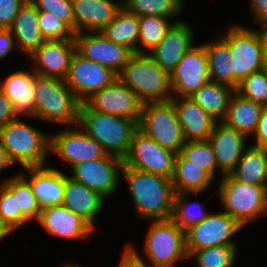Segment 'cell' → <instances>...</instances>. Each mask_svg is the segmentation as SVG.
I'll return each instance as SVG.
<instances>
[{
    "instance_id": "cell-1",
    "label": "cell",
    "mask_w": 267,
    "mask_h": 267,
    "mask_svg": "<svg viewBox=\"0 0 267 267\" xmlns=\"http://www.w3.org/2000/svg\"><path fill=\"white\" fill-rule=\"evenodd\" d=\"M122 175L137 210V218L170 219L173 215L175 190L171 179L123 165Z\"/></svg>"
},
{
    "instance_id": "cell-2",
    "label": "cell",
    "mask_w": 267,
    "mask_h": 267,
    "mask_svg": "<svg viewBox=\"0 0 267 267\" xmlns=\"http://www.w3.org/2000/svg\"><path fill=\"white\" fill-rule=\"evenodd\" d=\"M95 139L107 154L124 159L131 147L138 123L130 118L91 110L84 102L79 110L78 125Z\"/></svg>"
},
{
    "instance_id": "cell-3",
    "label": "cell",
    "mask_w": 267,
    "mask_h": 267,
    "mask_svg": "<svg viewBox=\"0 0 267 267\" xmlns=\"http://www.w3.org/2000/svg\"><path fill=\"white\" fill-rule=\"evenodd\" d=\"M142 103L167 102L173 98L170 75L148 53H134L118 74Z\"/></svg>"
},
{
    "instance_id": "cell-4",
    "label": "cell",
    "mask_w": 267,
    "mask_h": 267,
    "mask_svg": "<svg viewBox=\"0 0 267 267\" xmlns=\"http://www.w3.org/2000/svg\"><path fill=\"white\" fill-rule=\"evenodd\" d=\"M18 116L0 129V144L13 164L23 168L44 166L50 153V136Z\"/></svg>"
},
{
    "instance_id": "cell-5",
    "label": "cell",
    "mask_w": 267,
    "mask_h": 267,
    "mask_svg": "<svg viewBox=\"0 0 267 267\" xmlns=\"http://www.w3.org/2000/svg\"><path fill=\"white\" fill-rule=\"evenodd\" d=\"M36 118L77 126L81 101L70 90L65 79L43 77L35 73Z\"/></svg>"
},
{
    "instance_id": "cell-6",
    "label": "cell",
    "mask_w": 267,
    "mask_h": 267,
    "mask_svg": "<svg viewBox=\"0 0 267 267\" xmlns=\"http://www.w3.org/2000/svg\"><path fill=\"white\" fill-rule=\"evenodd\" d=\"M220 179L217 192L223 210L241 226L267 214V186L241 183L230 174Z\"/></svg>"
},
{
    "instance_id": "cell-7",
    "label": "cell",
    "mask_w": 267,
    "mask_h": 267,
    "mask_svg": "<svg viewBox=\"0 0 267 267\" xmlns=\"http://www.w3.org/2000/svg\"><path fill=\"white\" fill-rule=\"evenodd\" d=\"M150 224L144 241L147 266H175L188 260L185 231L172 218L152 220Z\"/></svg>"
},
{
    "instance_id": "cell-8",
    "label": "cell",
    "mask_w": 267,
    "mask_h": 267,
    "mask_svg": "<svg viewBox=\"0 0 267 267\" xmlns=\"http://www.w3.org/2000/svg\"><path fill=\"white\" fill-rule=\"evenodd\" d=\"M251 27L231 26L220 36L230 47L231 87L239 84L254 72L264 69L258 33Z\"/></svg>"
},
{
    "instance_id": "cell-9",
    "label": "cell",
    "mask_w": 267,
    "mask_h": 267,
    "mask_svg": "<svg viewBox=\"0 0 267 267\" xmlns=\"http://www.w3.org/2000/svg\"><path fill=\"white\" fill-rule=\"evenodd\" d=\"M138 129L160 146L180 153L186 143L171 101L144 103Z\"/></svg>"
},
{
    "instance_id": "cell-10",
    "label": "cell",
    "mask_w": 267,
    "mask_h": 267,
    "mask_svg": "<svg viewBox=\"0 0 267 267\" xmlns=\"http://www.w3.org/2000/svg\"><path fill=\"white\" fill-rule=\"evenodd\" d=\"M241 226L226 212H210L208 216L185 231L186 251L192 252L215 246H237L232 238Z\"/></svg>"
},
{
    "instance_id": "cell-11",
    "label": "cell",
    "mask_w": 267,
    "mask_h": 267,
    "mask_svg": "<svg viewBox=\"0 0 267 267\" xmlns=\"http://www.w3.org/2000/svg\"><path fill=\"white\" fill-rule=\"evenodd\" d=\"M176 155L177 153L160 146L138 129L123 161L125 166L172 179Z\"/></svg>"
},
{
    "instance_id": "cell-12",
    "label": "cell",
    "mask_w": 267,
    "mask_h": 267,
    "mask_svg": "<svg viewBox=\"0 0 267 267\" xmlns=\"http://www.w3.org/2000/svg\"><path fill=\"white\" fill-rule=\"evenodd\" d=\"M123 165V159L106 154L102 158L76 163L70 168V177L106 199L116 192Z\"/></svg>"
},
{
    "instance_id": "cell-13",
    "label": "cell",
    "mask_w": 267,
    "mask_h": 267,
    "mask_svg": "<svg viewBox=\"0 0 267 267\" xmlns=\"http://www.w3.org/2000/svg\"><path fill=\"white\" fill-rule=\"evenodd\" d=\"M117 78L118 74L112 69L86 59L76 51L71 59L65 81L83 103L94 92L112 84Z\"/></svg>"
},
{
    "instance_id": "cell-14",
    "label": "cell",
    "mask_w": 267,
    "mask_h": 267,
    "mask_svg": "<svg viewBox=\"0 0 267 267\" xmlns=\"http://www.w3.org/2000/svg\"><path fill=\"white\" fill-rule=\"evenodd\" d=\"M211 81L205 46H193L170 74L173 97H190L204 84Z\"/></svg>"
},
{
    "instance_id": "cell-15",
    "label": "cell",
    "mask_w": 267,
    "mask_h": 267,
    "mask_svg": "<svg viewBox=\"0 0 267 267\" xmlns=\"http://www.w3.org/2000/svg\"><path fill=\"white\" fill-rule=\"evenodd\" d=\"M84 103L94 111L135 120L141 118L142 101L120 79L100 91L94 92Z\"/></svg>"
},
{
    "instance_id": "cell-16",
    "label": "cell",
    "mask_w": 267,
    "mask_h": 267,
    "mask_svg": "<svg viewBox=\"0 0 267 267\" xmlns=\"http://www.w3.org/2000/svg\"><path fill=\"white\" fill-rule=\"evenodd\" d=\"M76 51L119 74L134 54L128 47L110 41L101 31L75 33Z\"/></svg>"
},
{
    "instance_id": "cell-17",
    "label": "cell",
    "mask_w": 267,
    "mask_h": 267,
    "mask_svg": "<svg viewBox=\"0 0 267 267\" xmlns=\"http://www.w3.org/2000/svg\"><path fill=\"white\" fill-rule=\"evenodd\" d=\"M66 129L50 135V152L61 158L71 168L76 163L104 157L101 145L81 129ZM80 130V131H79Z\"/></svg>"
},
{
    "instance_id": "cell-18",
    "label": "cell",
    "mask_w": 267,
    "mask_h": 267,
    "mask_svg": "<svg viewBox=\"0 0 267 267\" xmlns=\"http://www.w3.org/2000/svg\"><path fill=\"white\" fill-rule=\"evenodd\" d=\"M75 52V38L44 41L29 56L35 63L31 70L39 76L65 79Z\"/></svg>"
},
{
    "instance_id": "cell-19",
    "label": "cell",
    "mask_w": 267,
    "mask_h": 267,
    "mask_svg": "<svg viewBox=\"0 0 267 267\" xmlns=\"http://www.w3.org/2000/svg\"><path fill=\"white\" fill-rule=\"evenodd\" d=\"M193 31L189 23L176 19L166 36L148 52V55L170 75L184 55L194 46Z\"/></svg>"
},
{
    "instance_id": "cell-20",
    "label": "cell",
    "mask_w": 267,
    "mask_h": 267,
    "mask_svg": "<svg viewBox=\"0 0 267 267\" xmlns=\"http://www.w3.org/2000/svg\"><path fill=\"white\" fill-rule=\"evenodd\" d=\"M37 222L48 234L62 239H84L95 230L86 220L63 204L42 208Z\"/></svg>"
},
{
    "instance_id": "cell-21",
    "label": "cell",
    "mask_w": 267,
    "mask_h": 267,
    "mask_svg": "<svg viewBox=\"0 0 267 267\" xmlns=\"http://www.w3.org/2000/svg\"><path fill=\"white\" fill-rule=\"evenodd\" d=\"M247 138L245 134L226 126L223 122L215 124L208 141L215 154L217 169L222 173L221 177L235 169L247 148Z\"/></svg>"
},
{
    "instance_id": "cell-22",
    "label": "cell",
    "mask_w": 267,
    "mask_h": 267,
    "mask_svg": "<svg viewBox=\"0 0 267 267\" xmlns=\"http://www.w3.org/2000/svg\"><path fill=\"white\" fill-rule=\"evenodd\" d=\"M122 7L113 0H72L75 33L102 31Z\"/></svg>"
},
{
    "instance_id": "cell-23",
    "label": "cell",
    "mask_w": 267,
    "mask_h": 267,
    "mask_svg": "<svg viewBox=\"0 0 267 267\" xmlns=\"http://www.w3.org/2000/svg\"><path fill=\"white\" fill-rule=\"evenodd\" d=\"M170 101L175 107L186 142L208 140L217 121L190 97H173Z\"/></svg>"
},
{
    "instance_id": "cell-24",
    "label": "cell",
    "mask_w": 267,
    "mask_h": 267,
    "mask_svg": "<svg viewBox=\"0 0 267 267\" xmlns=\"http://www.w3.org/2000/svg\"><path fill=\"white\" fill-rule=\"evenodd\" d=\"M0 90L11 101L19 117H36L35 72L33 70H17L9 74L0 81Z\"/></svg>"
},
{
    "instance_id": "cell-25",
    "label": "cell",
    "mask_w": 267,
    "mask_h": 267,
    "mask_svg": "<svg viewBox=\"0 0 267 267\" xmlns=\"http://www.w3.org/2000/svg\"><path fill=\"white\" fill-rule=\"evenodd\" d=\"M41 208L52 205H62L66 174L54 167L36 166L24 168Z\"/></svg>"
},
{
    "instance_id": "cell-26",
    "label": "cell",
    "mask_w": 267,
    "mask_h": 267,
    "mask_svg": "<svg viewBox=\"0 0 267 267\" xmlns=\"http://www.w3.org/2000/svg\"><path fill=\"white\" fill-rule=\"evenodd\" d=\"M105 198L66 174L62 204L81 216L94 229L95 218L102 212Z\"/></svg>"
},
{
    "instance_id": "cell-27",
    "label": "cell",
    "mask_w": 267,
    "mask_h": 267,
    "mask_svg": "<svg viewBox=\"0 0 267 267\" xmlns=\"http://www.w3.org/2000/svg\"><path fill=\"white\" fill-rule=\"evenodd\" d=\"M16 50L30 56L44 41L38 26V10L27 0L21 7L11 26Z\"/></svg>"
},
{
    "instance_id": "cell-28",
    "label": "cell",
    "mask_w": 267,
    "mask_h": 267,
    "mask_svg": "<svg viewBox=\"0 0 267 267\" xmlns=\"http://www.w3.org/2000/svg\"><path fill=\"white\" fill-rule=\"evenodd\" d=\"M235 92L236 89L230 85L209 81L190 98L214 120L222 122Z\"/></svg>"
},
{
    "instance_id": "cell-29",
    "label": "cell",
    "mask_w": 267,
    "mask_h": 267,
    "mask_svg": "<svg viewBox=\"0 0 267 267\" xmlns=\"http://www.w3.org/2000/svg\"><path fill=\"white\" fill-rule=\"evenodd\" d=\"M263 108L236 91L222 122L250 137L256 130Z\"/></svg>"
},
{
    "instance_id": "cell-30",
    "label": "cell",
    "mask_w": 267,
    "mask_h": 267,
    "mask_svg": "<svg viewBox=\"0 0 267 267\" xmlns=\"http://www.w3.org/2000/svg\"><path fill=\"white\" fill-rule=\"evenodd\" d=\"M172 183L175 193H203L215 180L206 170L191 164L181 153L175 158Z\"/></svg>"
},
{
    "instance_id": "cell-31",
    "label": "cell",
    "mask_w": 267,
    "mask_h": 267,
    "mask_svg": "<svg viewBox=\"0 0 267 267\" xmlns=\"http://www.w3.org/2000/svg\"><path fill=\"white\" fill-rule=\"evenodd\" d=\"M230 175L241 183L267 186L266 148L247 147Z\"/></svg>"
},
{
    "instance_id": "cell-32",
    "label": "cell",
    "mask_w": 267,
    "mask_h": 267,
    "mask_svg": "<svg viewBox=\"0 0 267 267\" xmlns=\"http://www.w3.org/2000/svg\"><path fill=\"white\" fill-rule=\"evenodd\" d=\"M110 41L128 47L137 53L139 47V17L127 12L123 7L115 18L101 31Z\"/></svg>"
},
{
    "instance_id": "cell-33",
    "label": "cell",
    "mask_w": 267,
    "mask_h": 267,
    "mask_svg": "<svg viewBox=\"0 0 267 267\" xmlns=\"http://www.w3.org/2000/svg\"><path fill=\"white\" fill-rule=\"evenodd\" d=\"M206 49L211 81L231 86V58L229 45L218 37L215 41L203 44Z\"/></svg>"
},
{
    "instance_id": "cell-34",
    "label": "cell",
    "mask_w": 267,
    "mask_h": 267,
    "mask_svg": "<svg viewBox=\"0 0 267 267\" xmlns=\"http://www.w3.org/2000/svg\"><path fill=\"white\" fill-rule=\"evenodd\" d=\"M3 183L15 196L17 207L21 213L31 222V220H39L42 208L38 204L36 196L27 175L22 172L13 175V177L4 179Z\"/></svg>"
},
{
    "instance_id": "cell-35",
    "label": "cell",
    "mask_w": 267,
    "mask_h": 267,
    "mask_svg": "<svg viewBox=\"0 0 267 267\" xmlns=\"http://www.w3.org/2000/svg\"><path fill=\"white\" fill-rule=\"evenodd\" d=\"M185 0H123V8L132 14L141 16H159L174 18L184 9Z\"/></svg>"
},
{
    "instance_id": "cell-36",
    "label": "cell",
    "mask_w": 267,
    "mask_h": 267,
    "mask_svg": "<svg viewBox=\"0 0 267 267\" xmlns=\"http://www.w3.org/2000/svg\"><path fill=\"white\" fill-rule=\"evenodd\" d=\"M170 20L171 18L154 15L139 17L140 36L138 44L142 47H137V53H148L156 47L174 23Z\"/></svg>"
},
{
    "instance_id": "cell-37",
    "label": "cell",
    "mask_w": 267,
    "mask_h": 267,
    "mask_svg": "<svg viewBox=\"0 0 267 267\" xmlns=\"http://www.w3.org/2000/svg\"><path fill=\"white\" fill-rule=\"evenodd\" d=\"M190 195L194 193H176L174 199L172 219L184 231L204 220L209 214L199 202H190Z\"/></svg>"
},
{
    "instance_id": "cell-38",
    "label": "cell",
    "mask_w": 267,
    "mask_h": 267,
    "mask_svg": "<svg viewBox=\"0 0 267 267\" xmlns=\"http://www.w3.org/2000/svg\"><path fill=\"white\" fill-rule=\"evenodd\" d=\"M237 246H215L192 252L197 267H233L236 263Z\"/></svg>"
},
{
    "instance_id": "cell-39",
    "label": "cell",
    "mask_w": 267,
    "mask_h": 267,
    "mask_svg": "<svg viewBox=\"0 0 267 267\" xmlns=\"http://www.w3.org/2000/svg\"><path fill=\"white\" fill-rule=\"evenodd\" d=\"M191 164L199 166L206 170L214 179H216L217 164L212 146L206 141L186 142L180 152Z\"/></svg>"
},
{
    "instance_id": "cell-40",
    "label": "cell",
    "mask_w": 267,
    "mask_h": 267,
    "mask_svg": "<svg viewBox=\"0 0 267 267\" xmlns=\"http://www.w3.org/2000/svg\"><path fill=\"white\" fill-rule=\"evenodd\" d=\"M0 219L12 233L20 226L30 222L17 207L13 193L3 183H0Z\"/></svg>"
},
{
    "instance_id": "cell-41",
    "label": "cell",
    "mask_w": 267,
    "mask_h": 267,
    "mask_svg": "<svg viewBox=\"0 0 267 267\" xmlns=\"http://www.w3.org/2000/svg\"><path fill=\"white\" fill-rule=\"evenodd\" d=\"M236 91L253 102L267 106V69L252 73L245 78Z\"/></svg>"
},
{
    "instance_id": "cell-42",
    "label": "cell",
    "mask_w": 267,
    "mask_h": 267,
    "mask_svg": "<svg viewBox=\"0 0 267 267\" xmlns=\"http://www.w3.org/2000/svg\"><path fill=\"white\" fill-rule=\"evenodd\" d=\"M38 26L45 41L64 40L75 36V32L64 21L48 12L38 11Z\"/></svg>"
},
{
    "instance_id": "cell-43",
    "label": "cell",
    "mask_w": 267,
    "mask_h": 267,
    "mask_svg": "<svg viewBox=\"0 0 267 267\" xmlns=\"http://www.w3.org/2000/svg\"><path fill=\"white\" fill-rule=\"evenodd\" d=\"M38 11L48 12L64 21L75 32L72 0H30Z\"/></svg>"
},
{
    "instance_id": "cell-44",
    "label": "cell",
    "mask_w": 267,
    "mask_h": 267,
    "mask_svg": "<svg viewBox=\"0 0 267 267\" xmlns=\"http://www.w3.org/2000/svg\"><path fill=\"white\" fill-rule=\"evenodd\" d=\"M27 0H0V28H11L21 7Z\"/></svg>"
},
{
    "instance_id": "cell-45",
    "label": "cell",
    "mask_w": 267,
    "mask_h": 267,
    "mask_svg": "<svg viewBox=\"0 0 267 267\" xmlns=\"http://www.w3.org/2000/svg\"><path fill=\"white\" fill-rule=\"evenodd\" d=\"M124 248L118 267H147L135 246L127 244Z\"/></svg>"
},
{
    "instance_id": "cell-46",
    "label": "cell",
    "mask_w": 267,
    "mask_h": 267,
    "mask_svg": "<svg viewBox=\"0 0 267 267\" xmlns=\"http://www.w3.org/2000/svg\"><path fill=\"white\" fill-rule=\"evenodd\" d=\"M255 141L253 146L267 148V106L263 108L261 117L253 133Z\"/></svg>"
},
{
    "instance_id": "cell-47",
    "label": "cell",
    "mask_w": 267,
    "mask_h": 267,
    "mask_svg": "<svg viewBox=\"0 0 267 267\" xmlns=\"http://www.w3.org/2000/svg\"><path fill=\"white\" fill-rule=\"evenodd\" d=\"M17 117L18 115L14 111L13 104L0 90V129Z\"/></svg>"
},
{
    "instance_id": "cell-48",
    "label": "cell",
    "mask_w": 267,
    "mask_h": 267,
    "mask_svg": "<svg viewBox=\"0 0 267 267\" xmlns=\"http://www.w3.org/2000/svg\"><path fill=\"white\" fill-rule=\"evenodd\" d=\"M254 25H267V0H250Z\"/></svg>"
},
{
    "instance_id": "cell-49",
    "label": "cell",
    "mask_w": 267,
    "mask_h": 267,
    "mask_svg": "<svg viewBox=\"0 0 267 267\" xmlns=\"http://www.w3.org/2000/svg\"><path fill=\"white\" fill-rule=\"evenodd\" d=\"M16 48L15 39L10 28H0V59Z\"/></svg>"
},
{
    "instance_id": "cell-50",
    "label": "cell",
    "mask_w": 267,
    "mask_h": 267,
    "mask_svg": "<svg viewBox=\"0 0 267 267\" xmlns=\"http://www.w3.org/2000/svg\"><path fill=\"white\" fill-rule=\"evenodd\" d=\"M258 28L259 30L256 31L261 45L263 66L264 69H267V25H263Z\"/></svg>"
},
{
    "instance_id": "cell-51",
    "label": "cell",
    "mask_w": 267,
    "mask_h": 267,
    "mask_svg": "<svg viewBox=\"0 0 267 267\" xmlns=\"http://www.w3.org/2000/svg\"><path fill=\"white\" fill-rule=\"evenodd\" d=\"M12 165L14 164L10 161L7 152L0 144V171Z\"/></svg>"
},
{
    "instance_id": "cell-52",
    "label": "cell",
    "mask_w": 267,
    "mask_h": 267,
    "mask_svg": "<svg viewBox=\"0 0 267 267\" xmlns=\"http://www.w3.org/2000/svg\"><path fill=\"white\" fill-rule=\"evenodd\" d=\"M11 233L12 232L10 231V229L0 219V241H2L3 238L10 235Z\"/></svg>"
},
{
    "instance_id": "cell-53",
    "label": "cell",
    "mask_w": 267,
    "mask_h": 267,
    "mask_svg": "<svg viewBox=\"0 0 267 267\" xmlns=\"http://www.w3.org/2000/svg\"><path fill=\"white\" fill-rule=\"evenodd\" d=\"M66 267H83V266L78 265V264H76V265H74V264H71V265L70 264H67Z\"/></svg>"
},
{
    "instance_id": "cell-54",
    "label": "cell",
    "mask_w": 267,
    "mask_h": 267,
    "mask_svg": "<svg viewBox=\"0 0 267 267\" xmlns=\"http://www.w3.org/2000/svg\"><path fill=\"white\" fill-rule=\"evenodd\" d=\"M147 267H150V266H147ZM159 267H174V266H159Z\"/></svg>"
}]
</instances>
